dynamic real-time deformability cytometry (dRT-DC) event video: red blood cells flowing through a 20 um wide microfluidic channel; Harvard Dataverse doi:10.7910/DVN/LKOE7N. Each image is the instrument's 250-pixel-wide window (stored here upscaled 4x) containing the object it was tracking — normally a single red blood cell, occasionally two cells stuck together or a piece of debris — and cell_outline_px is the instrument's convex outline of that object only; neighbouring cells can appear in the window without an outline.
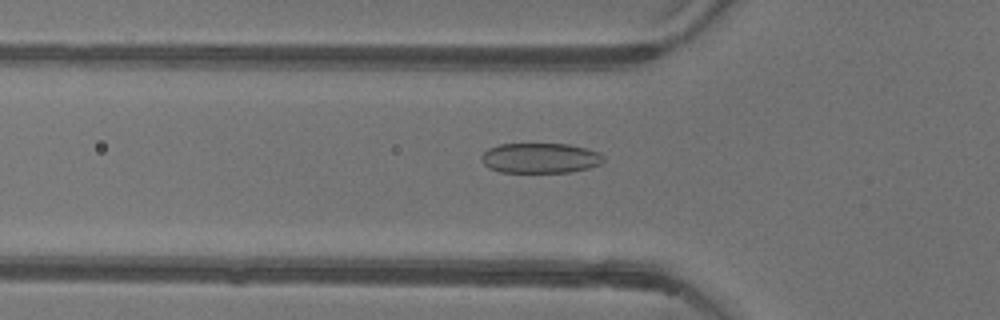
{"species": "common noctule bat (a hibernating species)", "species_latin": "Nyctalus noctula", "temperature_condition": "warm", "stored_images_in_passage": 53, "camera_frame_rate_fps": 3000, "um_per_image_px": 0.085, "animal": {"sex": "female"}, "frame": {"image": 1, "passage_image": 18, "time_ms": 5.667, "image_size_px": [1000, 320], "cell_outline_px": [[604, 160], [600, 164], [588, 168], [572, 172], [500, 172], [488, 168], [480, 160], [480, 156], [488, 148], [500, 144], [568, 144], [600, 152], [604, 156]], "centroid_in_image_um": [45.9, 13.44], "position_along_channel_um": 79.9, "area_um2": 21.56}}
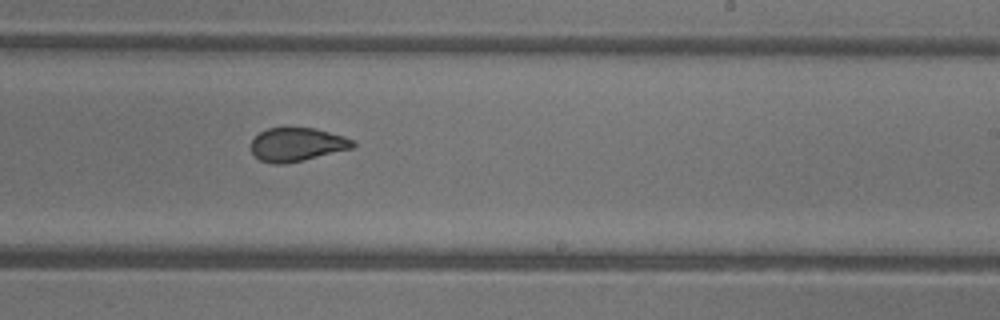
{"frame": {"image": 2, "passage_image": 32, "time_ms": 10.333, "image_size_px": [1000, 320], "cell_outline_px": [[356, 144], [352, 148], [284, 164], [272, 164], [260, 160], [252, 152], [252, 140], [260, 132], [268, 128], [316, 128], [344, 136], [352, 140]], "centroid_in_image_um": [25.23, 12.28], "position_along_channel_um": 263.8, "area_um2": 19.59}}
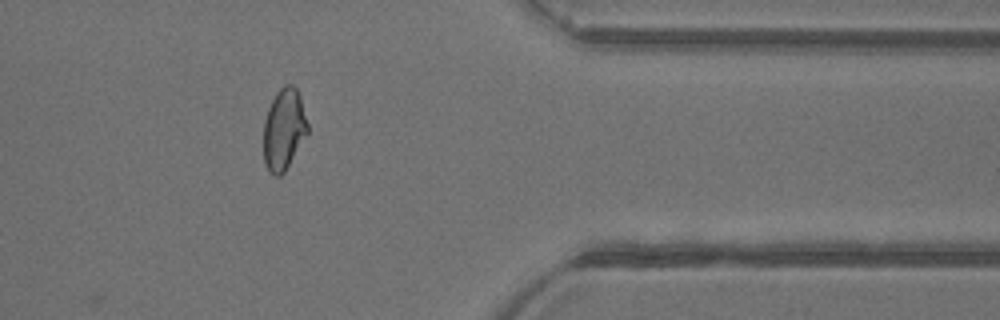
{"frame": {"image": 3, "passage_image": 43, "time_ms": 14.0, "image_size_px": [1000, 320], "cell_outline_px": [[308, 132], [284, 172], [280, 176], [276, 176], [268, 172], [264, 164], [264, 120], [268, 108], [276, 92], [284, 84], [292, 84], [296, 88], [300, 96], [308, 124]], "centroid_in_image_um": [24.12, 10.98], "position_along_channel_um": 387.3, "area_um2": 20.87}, "authors_computed_cell_mechanics": {"area_um2": 21.7906, "velocity_mm_per_s": 3.9234, "shape_relaxation_time_tau1_ms": 7.5497, "shape_relaxation_time_tau2_ms": 1.1231, "deformation_change_tau1": 0.1823, "deformation_change_tau2": 0.0653}}